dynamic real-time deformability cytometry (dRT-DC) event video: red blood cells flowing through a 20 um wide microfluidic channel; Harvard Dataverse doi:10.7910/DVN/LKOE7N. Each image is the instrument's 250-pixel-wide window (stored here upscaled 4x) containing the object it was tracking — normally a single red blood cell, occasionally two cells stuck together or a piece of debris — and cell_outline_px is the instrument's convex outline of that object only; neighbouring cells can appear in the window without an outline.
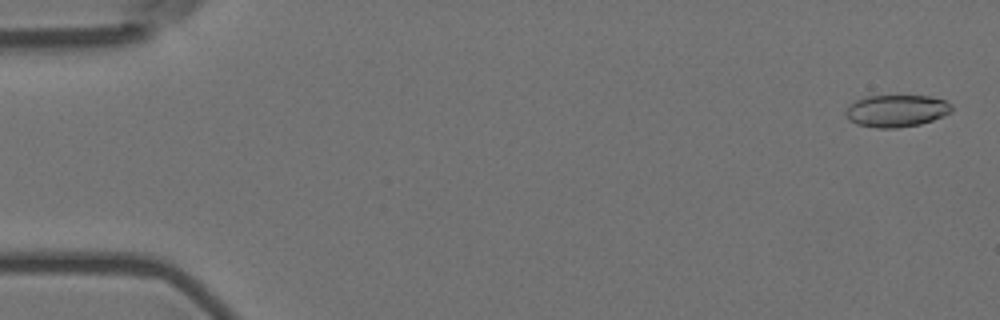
{"species": "Egyptian fruit bat (a non-hibernating species)", "species_latin": "Rousettus aegyptiacus", "temperature_condition": "room temperature", "stored_images_in_passage": 51, "camera_frame_rate_fps": 3000, "um_per_image_px": 0.085, "animal": {"sex": "female"}, "frame": {"image": 1, "passage_image": 2, "time_ms": 0.333, "image_size_px": [1000, 320], "cell_outline_px": [[952, 112], [944, 116], [920, 124], [896, 128], [876, 128], [856, 124], [848, 120], [844, 112], [856, 100], [868, 96], [932, 96], [944, 100], [952, 104]], "centroid_in_image_um": [76.22, 9.43], "position_along_channel_um": 8.8, "area_um2": 19.88}}
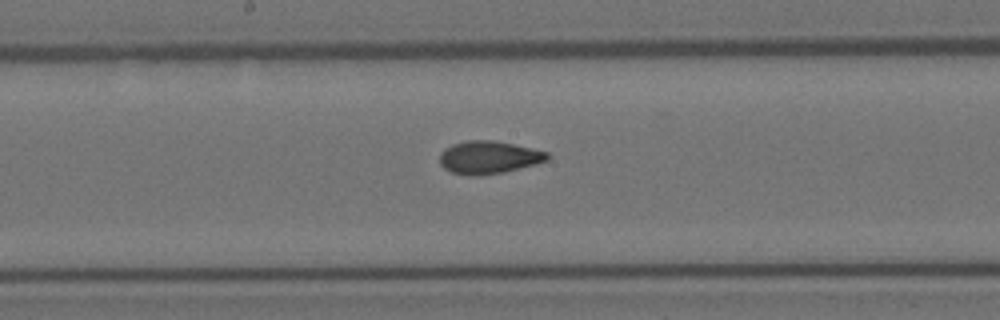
{"frame": {"image": 2, "passage_image": 30, "time_ms": 9.667, "image_size_px": [1000, 320], "cell_outline_px": [[548, 160], [536, 164], [504, 172], [480, 176], [468, 176], [452, 172], [444, 168], [440, 164], [440, 152], [444, 148], [452, 144], [464, 140], [492, 140], [512, 144], [548, 152]], "centroid_in_image_um": [41.5, 13.38], "position_along_channel_um": 206.7, "area_um2": 20.63}}
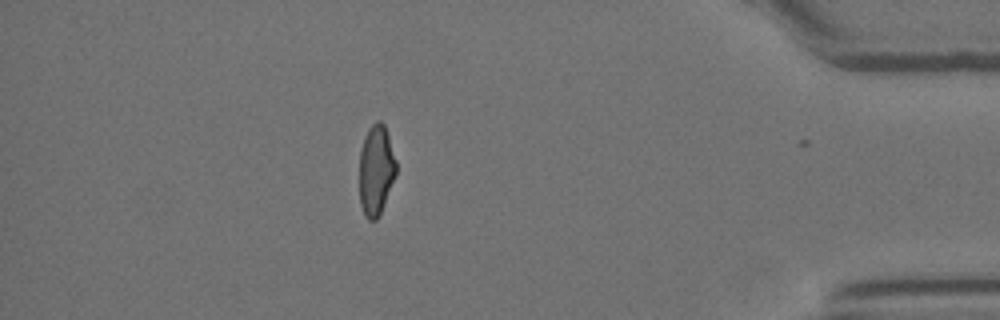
{"frame": {"image": 3, "passage_image": 50, "time_ms": 16.333, "image_size_px": [1000, 320], "cell_outline_px": [[396, 172], [380, 212], [376, 220], [368, 220], [364, 216], [360, 204], [360, 152], [364, 136], [368, 128], [376, 120], [380, 120], [384, 124], [396, 160]], "centroid_in_image_um": [31.94, 14.43], "position_along_channel_um": 403.3, "area_um2": 19.07}, "authors_computed_cell_mechanics": {"area_um2": 20.23, "velocity_mm_per_s": 3.6124, "shape_relaxation_time_tau1_ms": null, "shape_relaxation_time_tau2_ms": 2.1619, "deformation_change_tau1": null, "deformation_change_tau2": 0.0731}}